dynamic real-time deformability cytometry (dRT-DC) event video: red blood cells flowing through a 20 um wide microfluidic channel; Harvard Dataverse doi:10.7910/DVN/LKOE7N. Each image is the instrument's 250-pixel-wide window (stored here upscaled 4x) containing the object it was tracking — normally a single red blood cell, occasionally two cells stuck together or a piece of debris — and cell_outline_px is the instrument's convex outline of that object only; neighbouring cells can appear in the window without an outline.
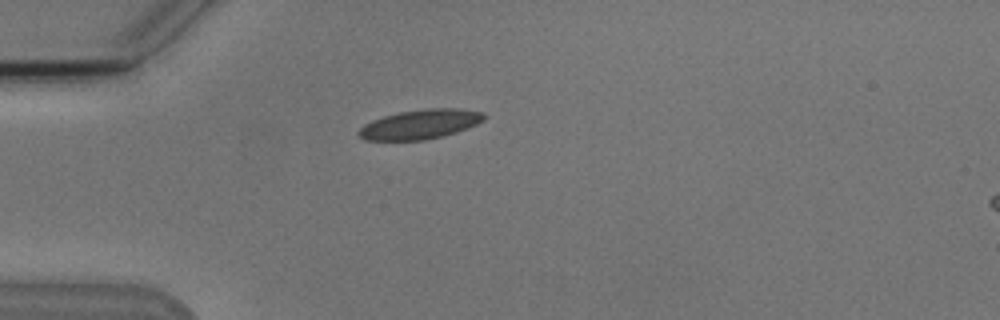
{"species": "Egyptian fruit bat (a non-hibernating species)", "species_latin": "Rousettus aegyptiacus", "temperature_condition": "cold", "stored_images_in_passage": 2, "camera_frame_rate_fps": 3000, "um_per_image_px": 0.085, "animal": {"sex": "male"}, "frame": {"image": 1, "passage_image": 2, "time_ms": 1.0, "image_size_px": [1000, 320], "cell_outline_px": [[484, 120], [476, 124], [456, 132], [444, 136], [424, 140], [364, 140], [356, 132], [364, 124], [372, 120], [384, 116], [400, 112], [428, 108], [460, 108], [484, 112]], "centroid_in_image_um": [35.71, 10.56], "position_along_channel_um": 49.3, "area_um2": 21.5}}